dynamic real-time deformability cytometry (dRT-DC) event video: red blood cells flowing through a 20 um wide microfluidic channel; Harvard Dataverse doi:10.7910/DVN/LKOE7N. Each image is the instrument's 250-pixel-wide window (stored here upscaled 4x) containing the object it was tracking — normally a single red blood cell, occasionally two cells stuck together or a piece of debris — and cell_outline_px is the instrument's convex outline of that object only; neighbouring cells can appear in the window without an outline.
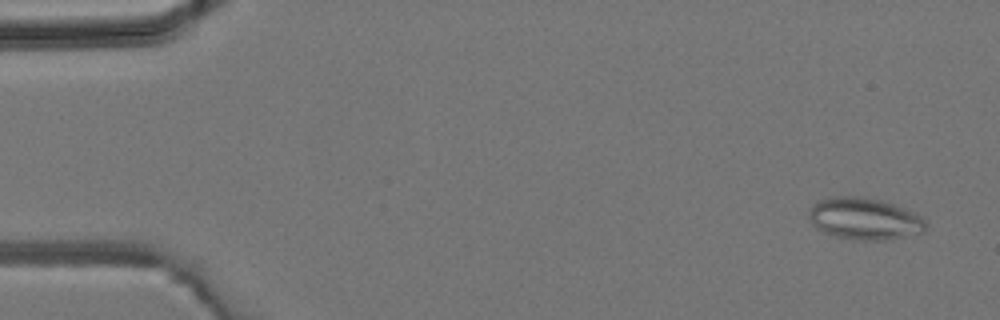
{"species": "common noctule bat (a hibernating species)", "species_latin": "Nyctalus noctula", "temperature_condition": "room temperature", "stored_images_in_passage": 44, "segment_of_instrument_passage": [1, 2], "camera_frame_rate_fps": 3000, "um_per_image_px": 0.085, "animal": {"sex": "male", "body_mass_g": 19.2, "forearm_length_mm": 51.8}, "frame": {"image": 1, "passage_image": 3, "time_ms": 0.667, "image_size_px": [1000, 320], "cell_outline_px": [[924, 232], [884, 240], [860, 240], [836, 236], [824, 232], [816, 228], [812, 224], [808, 216], [808, 208], [816, 200], [832, 196], [860, 196], [884, 200], [904, 208], [920, 216], [924, 220]], "centroid_in_image_um": [73.41, 18.56], "position_along_channel_um": 11.6, "area_um2": 28.61}}